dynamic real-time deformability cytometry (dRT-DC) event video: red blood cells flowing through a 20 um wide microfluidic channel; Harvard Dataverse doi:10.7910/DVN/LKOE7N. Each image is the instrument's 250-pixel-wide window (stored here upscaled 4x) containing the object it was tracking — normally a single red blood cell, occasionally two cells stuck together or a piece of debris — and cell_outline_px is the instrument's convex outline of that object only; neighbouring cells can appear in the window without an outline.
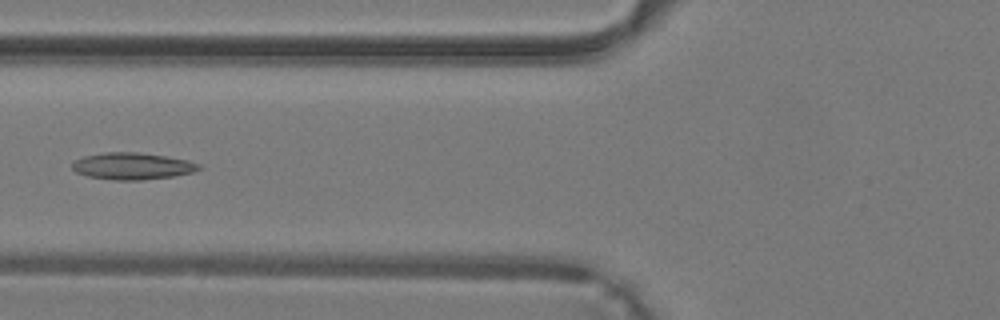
{"species": "common noctule bat (a hibernating species)", "species_latin": "Nyctalus noctula", "temperature_condition": "warm", "stored_images_in_passage": 40, "camera_frame_rate_fps": 3000, "um_per_image_px": 0.085, "animal": {"sex": "male", "body_mass_g": 19.2, "forearm_length_mm": 51.8}, "frame": {"image": 1, "passage_image": 16, "time_ms": 5.0, "image_size_px": [1000, 320], "cell_outline_px": [[200, 168], [192, 172], [172, 176], [140, 180], [116, 180], [88, 176], [76, 172], [72, 168], [72, 164], [76, 160], [84, 156], [104, 152], [136, 152], [164, 156], [188, 160], [200, 164]], "centroid_in_image_um": [11.23, 14.11], "position_along_channel_um": 114.6, "area_um2": 19.54}}
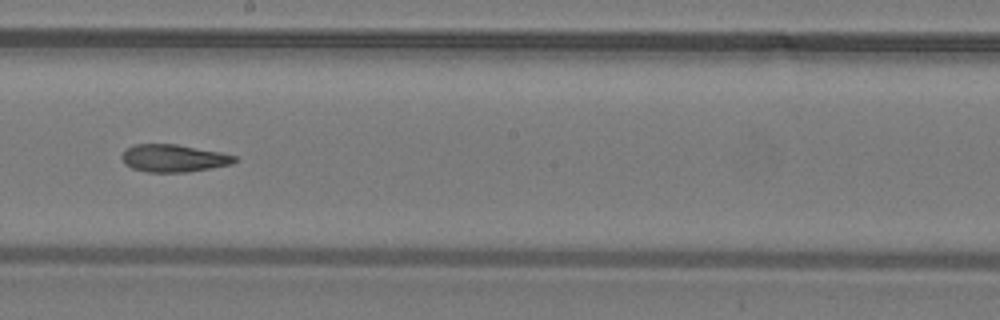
{"frame": {"image": 2, "passage_image": 23, "time_ms": 7.333, "image_size_px": [1000, 320], "cell_outline_px": [[240, 160], [232, 164], [188, 172], [148, 172], [132, 168], [124, 164], [120, 156], [124, 148], [132, 144], [176, 144], [220, 152], [236, 156]], "centroid_in_image_um": [14.73, 13.44], "position_along_channel_um": 233.5, "area_um2": 18.32}}
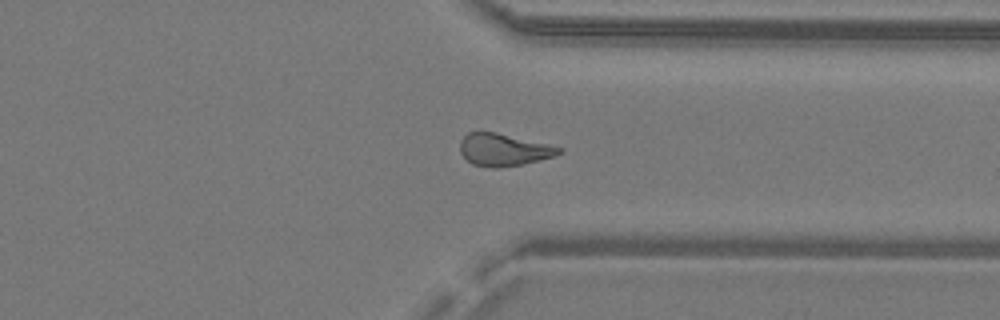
{"frame": {"image": 3, "passage_image": 31, "time_ms": 10.0, "image_size_px": [1000, 320], "cell_outline_px": [[564, 152], [556, 156], [524, 164], [500, 168], [492, 168], [472, 164], [460, 152], [460, 140], [468, 132], [496, 132], [548, 144], [564, 148]], "centroid_in_image_um": [42.85, 12.74], "position_along_channel_um": 368.6, "area_um2": 18.79}}